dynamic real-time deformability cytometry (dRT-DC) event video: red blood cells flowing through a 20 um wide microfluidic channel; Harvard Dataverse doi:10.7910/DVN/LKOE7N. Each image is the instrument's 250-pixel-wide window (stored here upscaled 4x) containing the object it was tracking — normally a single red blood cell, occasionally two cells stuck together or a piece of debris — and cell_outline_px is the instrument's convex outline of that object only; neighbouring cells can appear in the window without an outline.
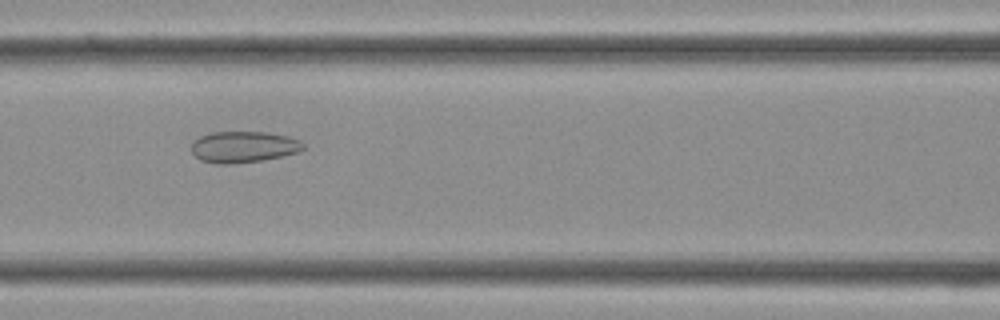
{"species": "Egyptian fruit bat (a non-hibernating species)", "species_latin": "Rousettus aegyptiacus", "temperature_condition": "cold", "stored_images_in_passage": 36, "camera_frame_rate_fps": 3000, "um_per_image_px": 0.085, "frame": {"image": 1, "passage_image": 15, "time_ms": 4.667, "image_size_px": [1000, 320], "cell_outline_px": [[304, 148], [296, 152], [280, 156], [260, 160], [228, 164], [216, 164], [200, 160], [192, 152], [192, 144], [200, 136], [212, 132], [264, 132], [288, 136], [300, 140], [304, 144]], "centroid_in_image_um": [20.68, 12.48], "position_along_channel_um": 145.9, "area_um2": 20.11}}
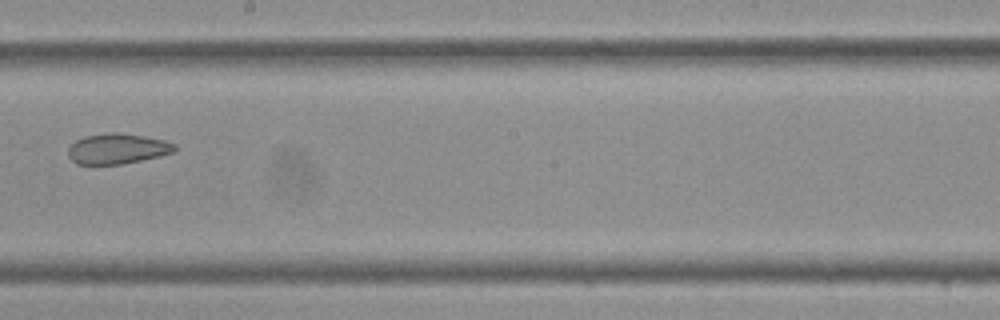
{"frame": {"image": 2, "passage_image": 20, "time_ms": 6.333, "image_size_px": [1000, 320], "cell_outline_px": [[176, 148], [172, 152], [160, 156], [120, 164], [76, 164], [68, 156], [68, 148], [76, 140], [84, 136], [144, 136], [164, 140], [176, 144]], "centroid_in_image_um": [9.97, 12.7], "position_along_channel_um": 238.2, "area_um2": 17.8}}
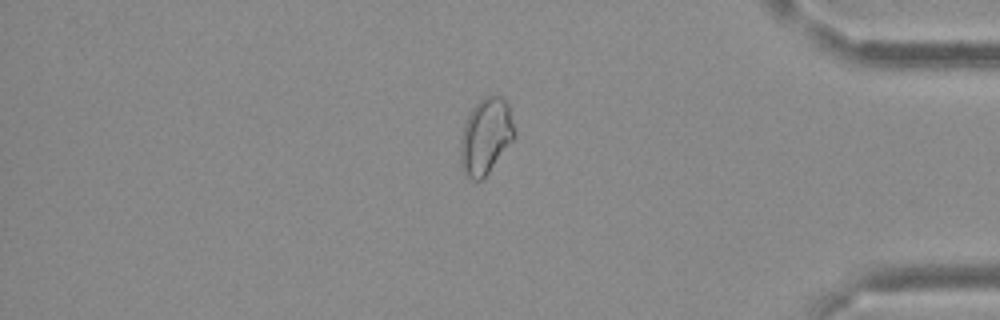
{"frame": {"image": 3, "passage_image": 30, "time_ms": 9.667, "image_size_px": [1000, 320], "cell_outline_px": [[516, 136], [488, 172], [480, 180], [472, 180], [464, 176], [460, 164], [460, 140], [464, 124], [472, 108], [484, 96], [500, 96], [508, 104], [516, 132]], "centroid_in_image_um": [41.27, 11.59], "position_along_channel_um": 393.9, "area_um2": 23.87}}